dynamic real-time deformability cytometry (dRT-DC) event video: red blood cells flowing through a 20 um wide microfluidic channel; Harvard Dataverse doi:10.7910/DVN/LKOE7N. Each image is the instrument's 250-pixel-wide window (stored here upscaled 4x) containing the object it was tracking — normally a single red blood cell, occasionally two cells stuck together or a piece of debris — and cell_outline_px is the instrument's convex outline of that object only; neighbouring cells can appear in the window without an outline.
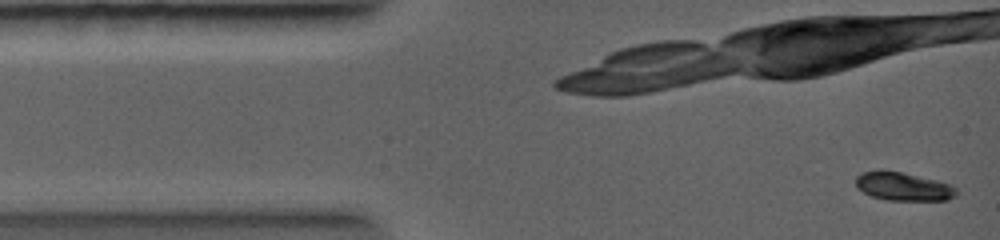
{"species": "common noctule bat (a hibernating species)", "species_latin": "Nyctalus noctula", "temperature_condition": "warm", "stored_images_in_passage": 8, "camera_frame_rate_fps": 5000, "um_per_image_px": 0.085, "animal": {"sex": "female", "body_mass_g": 19.0, "forearm_length_mm": 56.7}, "frame": {"image": 1, "passage_image": 1, "time_ms": 0.0, "image_size_px": [1000, 240], "cell_outline_px": [[960, 192], [956, 196], [948, 200], [888, 200], [872, 196], [856, 188], [856, 176], [860, 172], [900, 172], [936, 180], [948, 184], [956, 188]], "centroid_in_image_um": [76.81, 15.88], "position_along_channel_um": 8.2, "area_um2": 16.3}}